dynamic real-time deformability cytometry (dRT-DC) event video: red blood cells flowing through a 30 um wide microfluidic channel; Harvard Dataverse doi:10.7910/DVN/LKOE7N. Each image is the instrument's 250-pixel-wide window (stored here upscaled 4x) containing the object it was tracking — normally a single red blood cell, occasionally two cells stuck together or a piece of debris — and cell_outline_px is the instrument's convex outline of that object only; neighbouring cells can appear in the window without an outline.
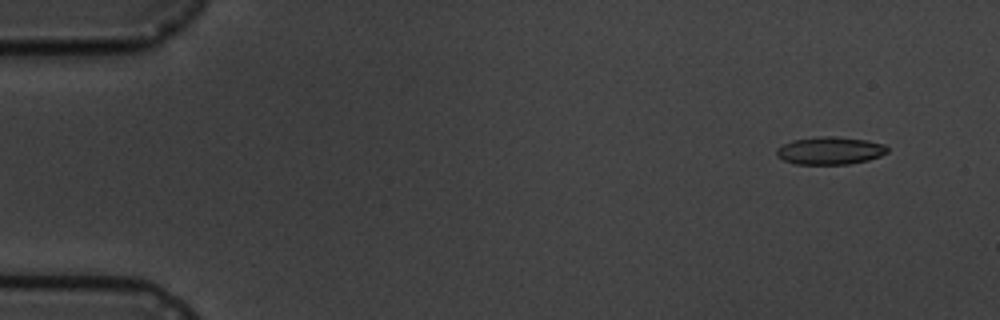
{"species": "common noctule bat (a hibernating species)", "species_latin": "Nyctalus noctula", "temperature_condition": "cold", "stored_images_in_passage": 7, "camera_frame_rate_fps": 3000, "um_per_image_px": 0.085, "animal": {"sex": "male", "body_mass_g": 19.5, "forearm_length_mm": 54.6}, "frame": {"image": 1, "passage_image": 2, "time_ms": 1.0, "image_size_px": [1000, 320], "cell_outline_px": [[888, 152], [880, 156], [868, 160], [848, 164], [796, 164], [784, 160], [776, 156], [776, 148], [792, 140], [824, 136], [836, 136], [864, 140], [884, 144], [888, 148]], "centroid_in_image_um": [70.54, 12.8], "position_along_channel_um": 14.5, "area_um2": 17.8}}
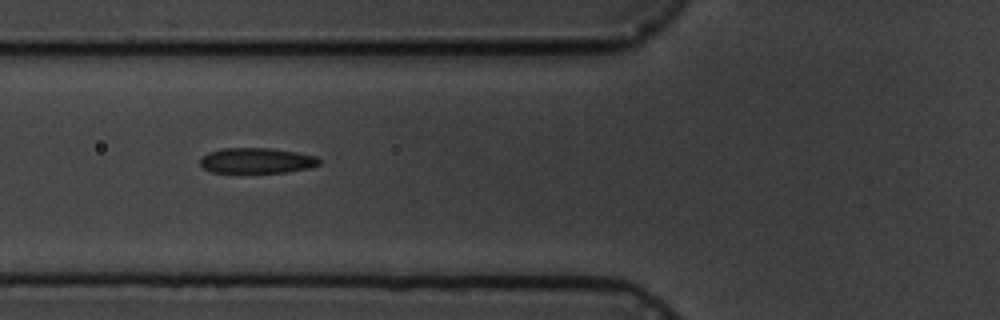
{"frame": {"image": 2, "passage_image": 6, "time_ms": 6.667, "image_size_px": [1000, 320], "cell_outline_px": [[320, 164], [308, 168], [288, 172], [212, 172], [204, 168], [200, 164], [200, 156], [208, 152], [220, 148], [268, 148], [296, 152], [316, 156], [320, 160]], "centroid_in_image_um": [21.79, 13.64], "position_along_channel_um": 104.0, "area_um2": 17.63}}
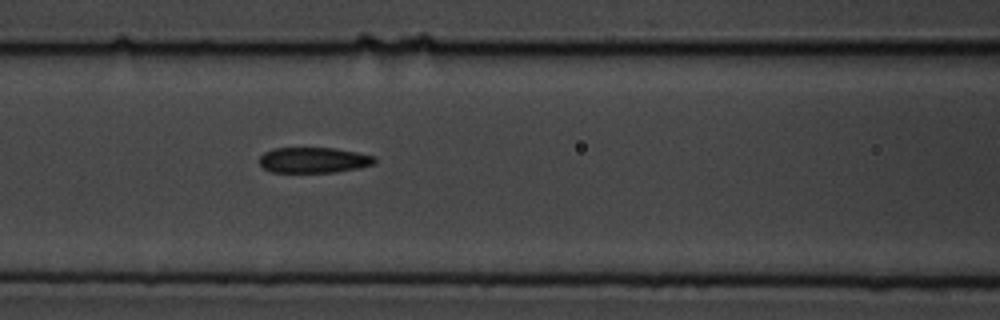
{"frame": {"image": 3, "passage_image": 7, "time_ms": 7.667, "image_size_px": [1000, 320], "cell_outline_px": [[376, 164], [360, 168], [336, 172], [272, 172], [264, 168], [260, 164], [260, 156], [264, 152], [276, 148], [332, 148], [356, 152], [376, 156]], "centroid_in_image_um": [26.7, 13.61], "position_along_channel_um": 139.9, "area_um2": 17.22}}